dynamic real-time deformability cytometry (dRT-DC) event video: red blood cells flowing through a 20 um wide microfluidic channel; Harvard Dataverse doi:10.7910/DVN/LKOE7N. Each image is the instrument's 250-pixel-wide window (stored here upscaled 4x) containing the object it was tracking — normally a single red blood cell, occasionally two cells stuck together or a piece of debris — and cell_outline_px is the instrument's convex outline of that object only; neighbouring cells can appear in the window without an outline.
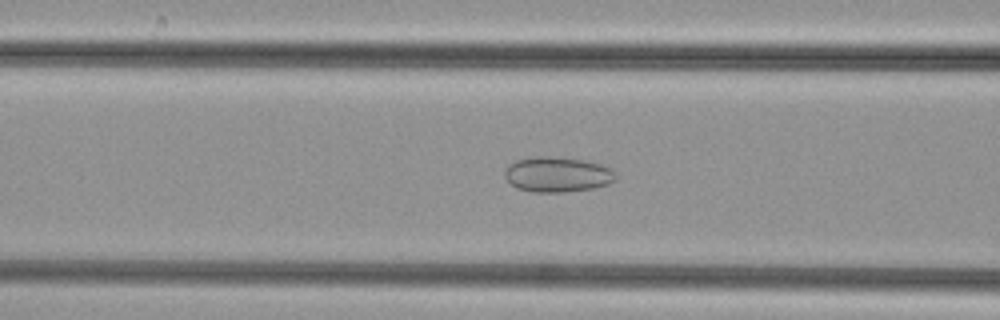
{"species": "common noctule bat (a hibernating species)", "species_latin": "Nyctalus noctula", "temperature_condition": "cold", "stored_images_in_passage": 44, "camera_frame_rate_fps": 3000, "um_per_image_px": 0.085, "animal": {"sex": "female", "body_mass_g": 29.2, "forearm_length_mm": 56.3}, "frame": {"image": 1, "passage_image": 15, "time_ms": 4.667, "image_size_px": [1000, 320], "cell_outline_px": [[616, 180], [608, 184], [592, 188], [564, 192], [532, 192], [516, 188], [504, 176], [504, 172], [516, 160], [540, 156], [544, 156], [588, 160], [612, 168], [616, 176]], "centroid_in_image_um": [47.41, 14.83], "position_along_channel_um": 119.2, "area_um2": 22.66}}
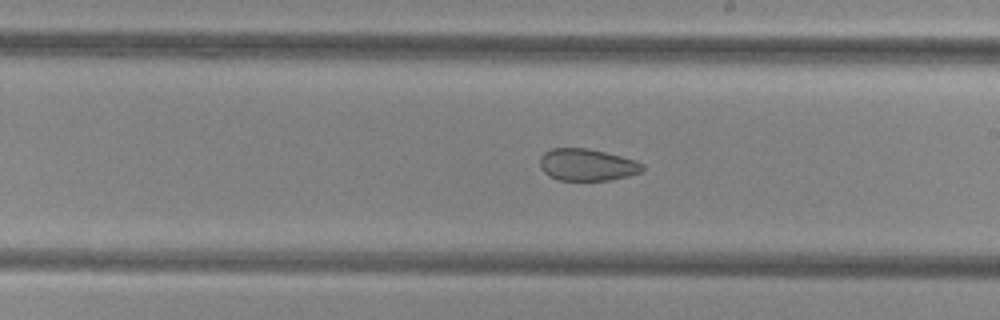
{"frame": {"image": 2, "passage_image": 24, "time_ms": 7.667, "image_size_px": [1000, 320], "cell_outline_px": [[644, 168], [640, 172], [628, 176], [608, 180], [560, 180], [548, 176], [540, 168], [540, 156], [544, 152], [552, 148], [588, 148], [636, 160], [644, 164]], "centroid_in_image_um": [49.88, 14.0], "position_along_channel_um": 239.1, "area_um2": 19.13}}
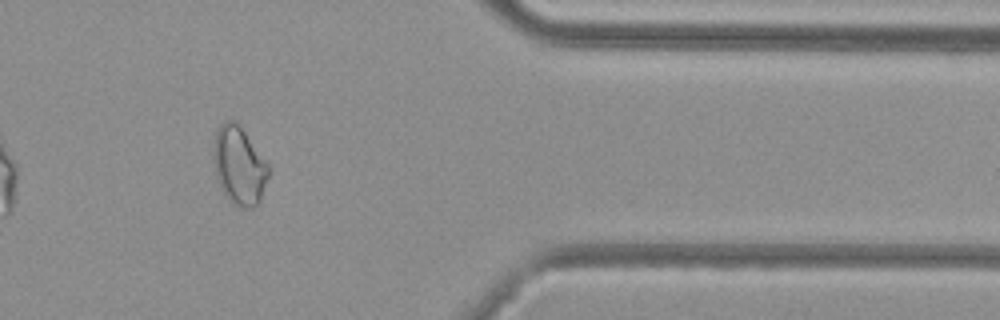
{"frame": {"image": 3, "passage_image": 37, "time_ms": 12.0, "image_size_px": [1000, 320], "cell_outline_px": [[268, 176], [260, 204], [252, 208], [240, 208], [220, 188], [216, 180], [212, 156], [212, 144], [216, 128], [224, 120], [236, 120], [268, 164]], "centroid_in_image_um": [20.29, 14.05], "position_along_channel_um": 391.1, "area_um2": 25.37}}